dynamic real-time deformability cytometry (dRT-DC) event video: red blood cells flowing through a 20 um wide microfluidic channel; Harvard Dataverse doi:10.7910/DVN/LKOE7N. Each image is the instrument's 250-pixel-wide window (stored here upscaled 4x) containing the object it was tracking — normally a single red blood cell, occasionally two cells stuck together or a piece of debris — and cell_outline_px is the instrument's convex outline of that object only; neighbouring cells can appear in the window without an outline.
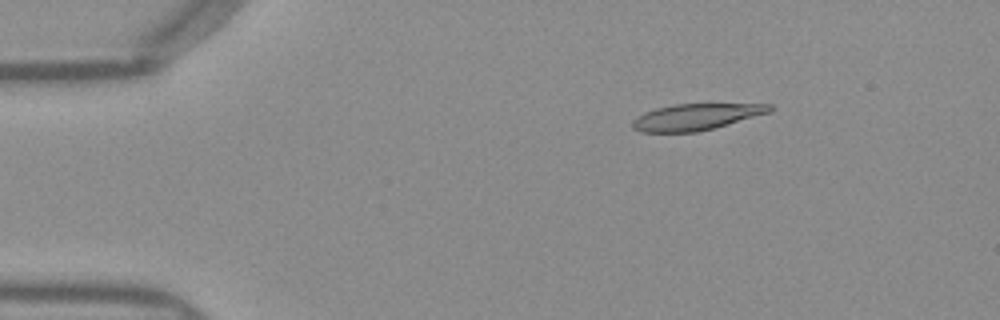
{"species": "Egyptian fruit bat (a non-hibernating species)", "species_latin": "Rousettus aegyptiacus", "temperature_condition": "warm", "stored_images_in_passage": 51, "camera_frame_rate_fps": 3000, "um_per_image_px": 0.085, "frame": {"image": 1, "passage_image": 8, "time_ms": 2.333, "image_size_px": [1000, 320], "cell_outline_px": [[772, 112], [712, 128], [696, 132], [640, 132], [632, 128], [632, 120], [644, 112], [656, 108], [676, 104], [772, 104]], "centroid_in_image_um": [59.14, 9.93], "position_along_channel_um": 25.9, "area_um2": 20.92}}
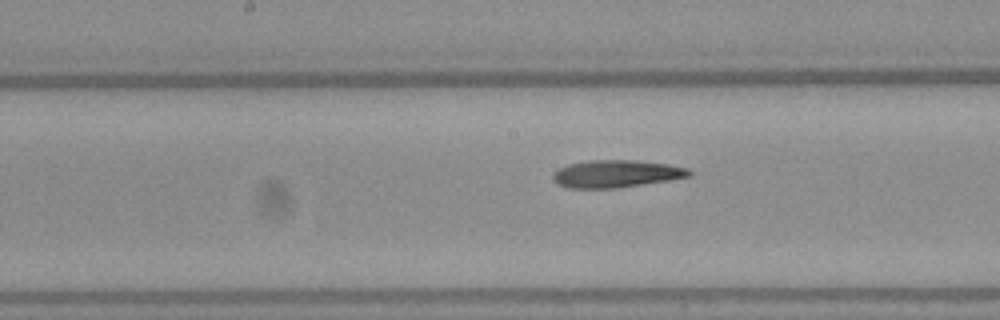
{"frame": {"image": 2, "passage_image": 26, "time_ms": 8.333, "image_size_px": [1000, 320], "cell_outline_px": [[692, 176], [668, 180], [616, 188], [568, 188], [556, 184], [552, 180], [552, 176], [560, 168], [568, 164], [588, 160], [632, 160], [668, 164], [688, 168], [692, 172]], "centroid_in_image_um": [52.36, 14.77], "position_along_channel_um": 195.8, "area_um2": 21.73}}
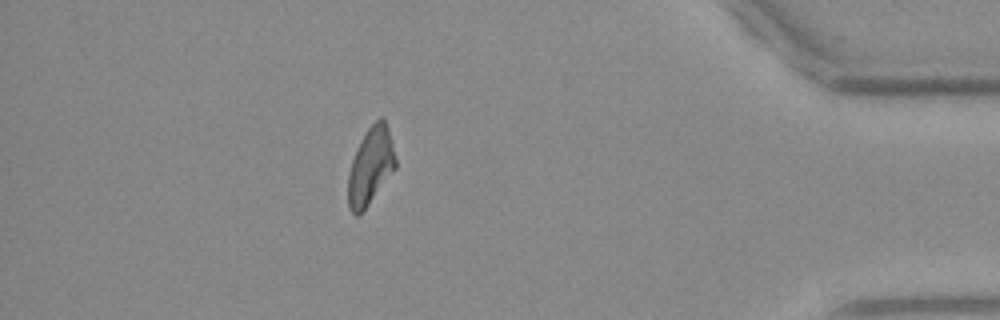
{"frame": {"image": 3, "passage_image": 45, "time_ms": 14.667, "image_size_px": [1000, 320], "cell_outline_px": [[396, 168], [368, 204], [356, 216], [348, 208], [348, 176], [352, 160], [360, 140], [368, 128], [380, 116], [384, 120], [388, 128], [396, 160]], "centroid_in_image_um": [31.49, 14.1], "position_along_channel_um": 403.7, "area_um2": 20.92}}